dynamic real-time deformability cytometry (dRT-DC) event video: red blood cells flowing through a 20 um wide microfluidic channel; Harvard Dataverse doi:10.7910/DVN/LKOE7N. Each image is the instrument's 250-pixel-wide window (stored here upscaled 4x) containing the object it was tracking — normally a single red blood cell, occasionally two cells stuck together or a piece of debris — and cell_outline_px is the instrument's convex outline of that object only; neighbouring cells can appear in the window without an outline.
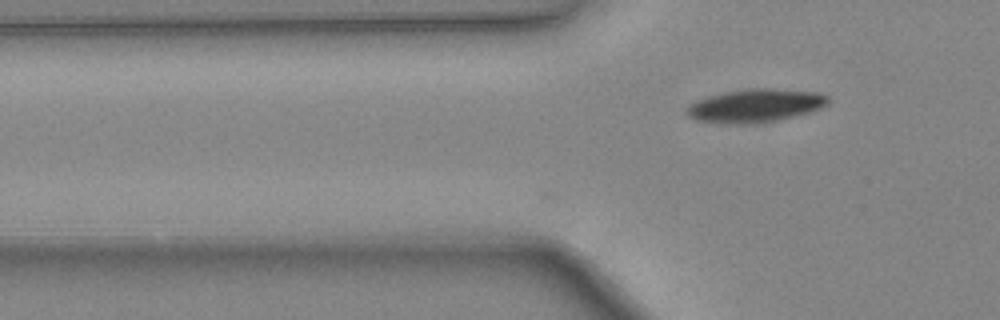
{"species": "common noctule bat (a hibernating species)", "species_latin": "Nyctalus noctula", "temperature_condition": "warm", "stored_images_in_passage": 3, "camera_frame_rate_fps": 3000, "um_per_image_px": 0.085, "animal": {"sex": "female", "body_mass_g": 24.6, "forearm_length_mm": 56.2}, "frame": {"image": 1, "passage_image": 3, "time_ms": 0.667, "image_size_px": [1000, 320], "cell_outline_px": [[828, 104], [820, 108], [808, 112], [776, 120], [756, 124], [728, 124], [696, 120], [688, 116], [684, 112], [684, 108], [688, 104], [712, 96], [752, 88], [772, 88], [820, 92], [828, 96]], "centroid_in_image_um": [64.21, 8.99], "position_along_channel_um": 61.6, "area_um2": 27.17}}